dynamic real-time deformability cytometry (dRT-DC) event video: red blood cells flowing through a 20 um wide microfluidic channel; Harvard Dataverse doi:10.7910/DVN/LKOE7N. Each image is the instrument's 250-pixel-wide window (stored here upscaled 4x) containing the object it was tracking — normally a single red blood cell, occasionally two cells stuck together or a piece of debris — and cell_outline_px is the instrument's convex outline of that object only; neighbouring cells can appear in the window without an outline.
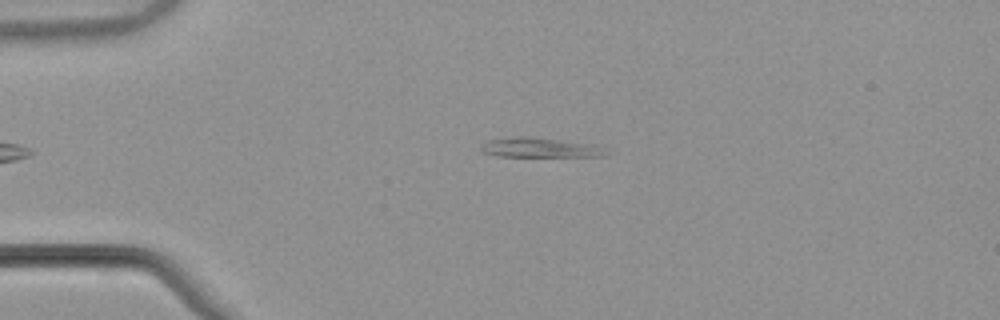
{"species": "common noctule bat (a hibernating species)", "species_latin": "Nyctalus noctula", "temperature_condition": "warm", "stored_images_in_passage": 45, "camera_frame_rate_fps": 3000, "um_per_image_px": 0.085, "animal": {"sex": "male", "body_mass_g": 21.5, "forearm_length_mm": 52.0}, "frame": {"image": 1, "passage_image": 4, "time_ms": 1.0, "image_size_px": [1000, 320], "cell_outline_px": [[604, 156], [496, 156], [484, 152], [480, 148], [488, 140], [520, 136], [524, 136], [560, 140], [576, 144]], "centroid_in_image_um": [45.42, 12.55], "position_along_channel_um": 39.6, "area_um2": 12.6}}
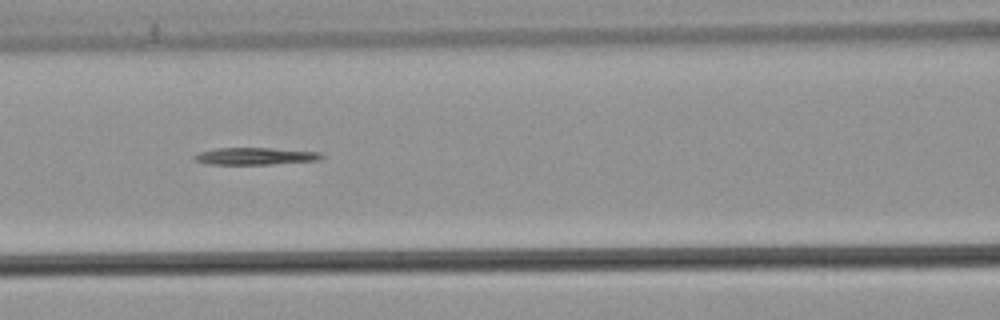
{"frame": {"image": 2, "passage_image": 15, "time_ms": 4.667, "image_size_px": [1000, 320], "cell_outline_px": [[324, 156], [320, 160], [268, 164], [208, 164], [192, 160], [192, 156], [200, 152], [216, 148], [272, 148], [320, 152]], "centroid_in_image_um": [21.66, 13.27], "position_along_channel_um": 144.9, "area_um2": 12.66}}
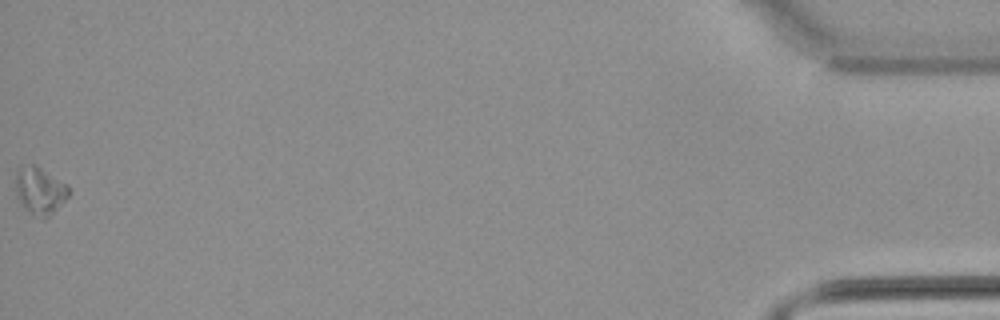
{"frame": {"image": 3, "passage_image": 45, "time_ms": 14.667, "image_size_px": [1000, 320], "cell_outline_px": [[68, 196], [48, 216], [44, 216], [32, 212], [24, 208], [20, 204], [16, 196], [16, 168], [32, 164], [40, 168], [68, 184]], "centroid_in_image_um": [3.35, 16.15], "position_along_channel_um": 431.8, "area_um2": 14.05}, "authors_computed_cell_mechanics": {"area_um2": 12.6582, "velocity_mm_per_s": 3.8619, "shape_relaxation_time_tau1_ms": 7.6448, "shape_relaxation_time_tau2_ms": null, "deformation_change_tau1": 0.1511, "deformation_change_tau2": null}}